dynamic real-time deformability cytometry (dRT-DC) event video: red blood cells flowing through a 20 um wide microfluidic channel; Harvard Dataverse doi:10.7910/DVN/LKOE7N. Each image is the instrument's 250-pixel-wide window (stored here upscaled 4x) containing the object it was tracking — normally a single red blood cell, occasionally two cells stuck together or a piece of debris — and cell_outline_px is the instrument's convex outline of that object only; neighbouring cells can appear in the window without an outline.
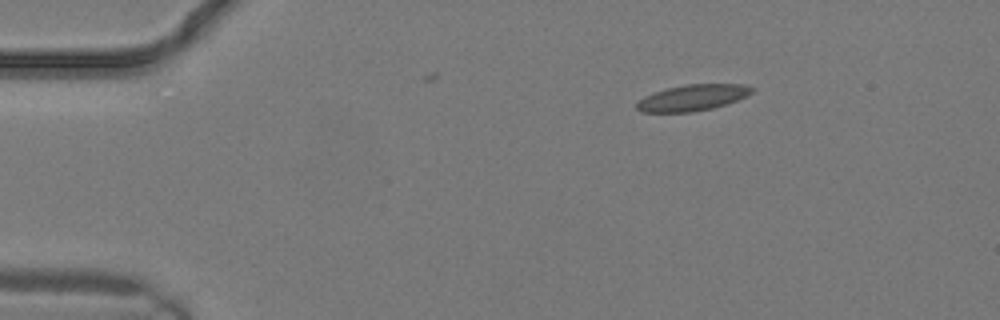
{"species": "common noctule bat (a hibernating species)", "species_latin": "Nyctalus noctula", "temperature_condition": "warm", "stored_images_in_passage": 3, "camera_frame_rate_fps": 3000, "um_per_image_px": 0.085, "animal": {"sex": "male", "body_mass_g": 19.2, "forearm_length_mm": 51.8}, "frame": {"image": 1, "passage_image": 1, "time_ms": 0.0, "image_size_px": [1000, 320], "cell_outline_px": [[756, 88], [748, 96], [728, 104], [712, 108], [692, 112], [640, 112], [636, 108], [636, 104], [644, 96], [668, 88], [684, 84], [744, 84]], "centroid_in_image_um": [58.92, 8.3], "position_along_channel_um": 26.1, "area_um2": 17.63}}